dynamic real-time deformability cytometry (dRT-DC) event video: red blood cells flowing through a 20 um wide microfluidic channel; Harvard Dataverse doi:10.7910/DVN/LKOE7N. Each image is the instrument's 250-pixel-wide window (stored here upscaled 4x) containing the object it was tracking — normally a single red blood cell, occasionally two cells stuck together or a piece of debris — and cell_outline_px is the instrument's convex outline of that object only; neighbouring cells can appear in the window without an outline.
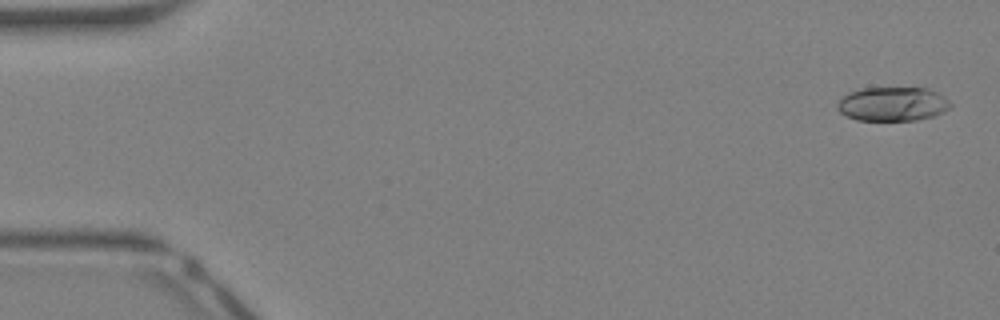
{"species": "Egyptian fruit bat (a non-hibernating species)", "species_latin": "Rousettus aegyptiacus", "temperature_condition": "warm", "stored_images_in_passage": 43, "camera_frame_rate_fps": 3000, "um_per_image_px": 0.085, "animal": {"sex": "female"}, "frame": {"image": 1, "passage_image": 2, "time_ms": 0.333, "image_size_px": [1000, 320], "cell_outline_px": [[952, 108], [944, 112], [932, 116], [916, 120], [856, 120], [840, 112], [836, 108], [836, 104], [848, 92], [860, 88], [928, 88], [944, 96], [952, 104]], "centroid_in_image_um": [75.88, 8.84], "position_along_channel_um": 9.1, "area_um2": 22.54}}
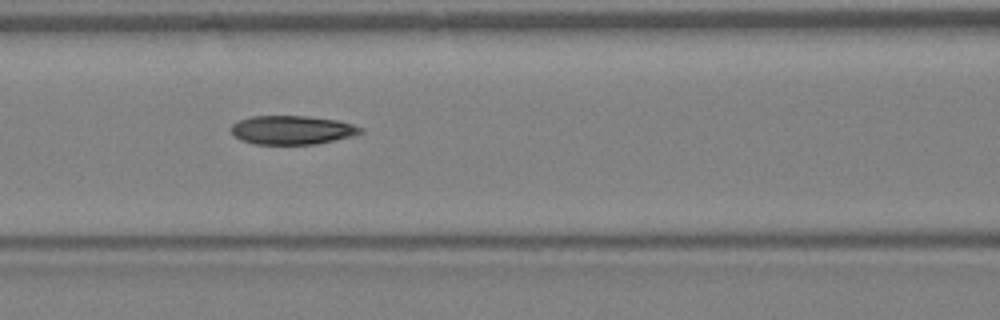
{"frame": {"image": 2, "passage_image": 19, "time_ms": 6.0, "image_size_px": [1000, 320], "cell_outline_px": [[364, 132], [356, 136], [316, 144], [256, 144], [240, 140], [232, 132], [232, 124], [240, 120], [252, 116], [308, 116], [336, 120], [352, 124], [364, 128]], "centroid_in_image_um": [24.89, 11.05], "position_along_channel_um": 141.7, "area_um2": 21.79}}
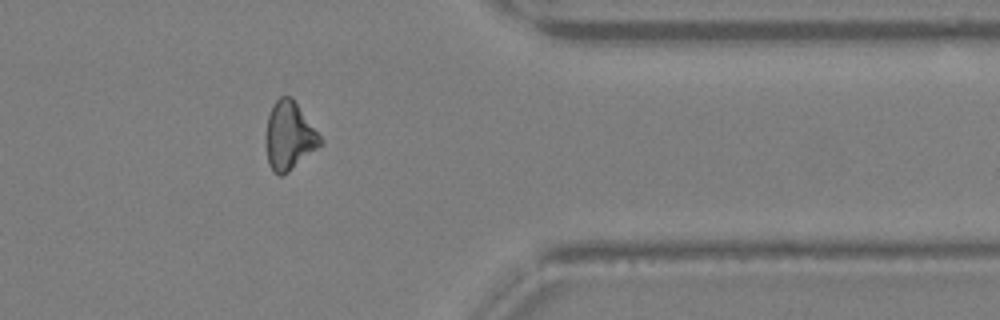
{"frame": {"image": 3, "passage_image": 35, "time_ms": 11.333, "image_size_px": [1000, 320], "cell_outline_px": [[324, 144], [288, 172], [280, 176], [268, 164], [264, 140], [264, 136], [268, 116], [272, 104], [280, 96], [288, 96], [296, 104], [324, 140]], "centroid_in_image_um": [24.57, 11.58], "position_along_channel_um": 386.8, "area_um2": 21.68}, "authors_computed_cell_mechanics": {"area_um2": 22.0796, "velocity_mm_per_s": 4.885, "shape_relaxation_time_tau1_ms": 10.7442, "shape_relaxation_time_tau2_ms": 5.392, "deformation_change_tau1": 0.258, "deformation_change_tau2": 0.1472}}